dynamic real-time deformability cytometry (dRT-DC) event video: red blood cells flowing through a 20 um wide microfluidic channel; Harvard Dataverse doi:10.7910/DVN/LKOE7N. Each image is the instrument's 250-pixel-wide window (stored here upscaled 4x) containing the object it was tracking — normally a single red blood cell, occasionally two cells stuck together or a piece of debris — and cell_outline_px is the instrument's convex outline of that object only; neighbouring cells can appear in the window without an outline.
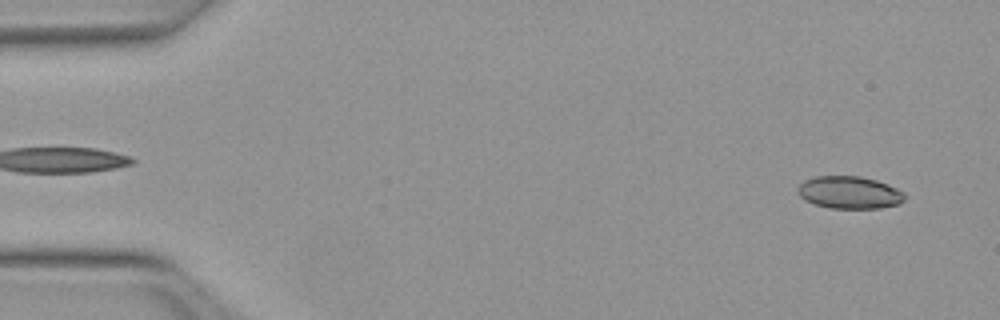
{"species": "Egyptian fruit bat (a non-hibernating species)", "species_latin": "Rousettus aegyptiacus", "temperature_condition": "warm", "stored_images_in_passage": 52, "camera_frame_rate_fps": 3000, "um_per_image_px": 0.085, "animal": {"sex": "female"}, "frame": {"image": 1, "passage_image": 4, "time_ms": 1.0, "image_size_px": [1000, 320], "cell_outline_px": [[908, 196], [900, 204], [880, 208], [828, 208], [804, 200], [796, 192], [796, 188], [804, 180], [816, 176], [860, 176], [876, 180], [888, 184], [904, 192]], "centroid_in_image_um": [72.21, 16.36], "position_along_channel_um": 12.8, "area_um2": 20.46}}
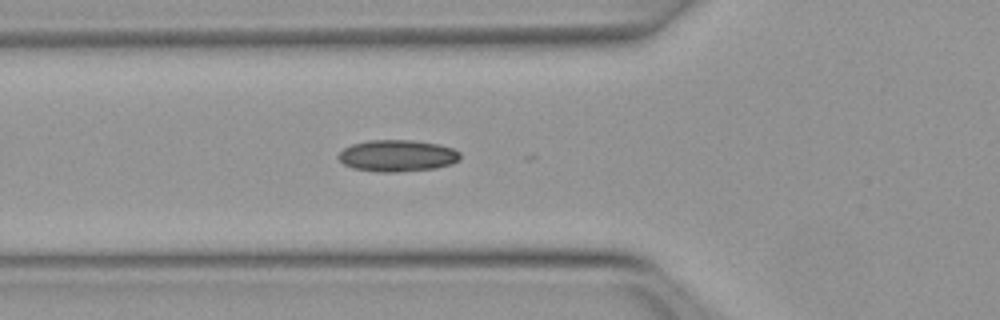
{"frame": {"image": 2, "passage_image": 19, "time_ms": 6.0, "image_size_px": [1000, 320], "cell_outline_px": [[460, 160], [452, 164], [436, 168], [396, 172], [380, 172], [352, 168], [344, 164], [336, 156], [344, 148], [352, 144], [368, 140], [412, 140], [440, 144], [452, 148], [460, 152]], "centroid_in_image_um": [33.78, 13.23], "position_along_channel_um": 92.0, "area_um2": 22.6}}
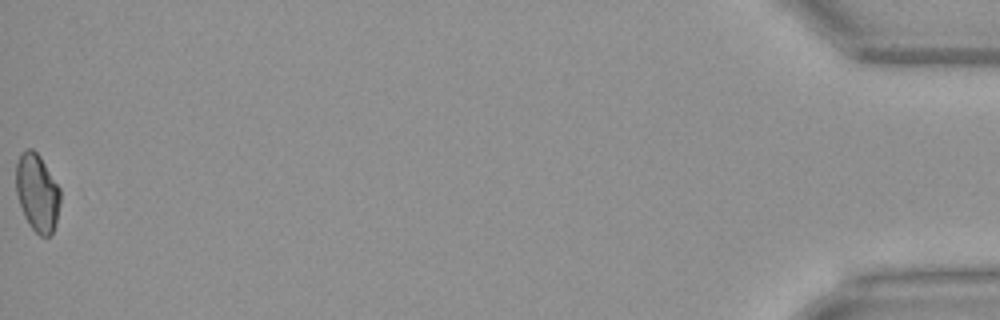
{"frame": {"image": 3, "passage_image": 52, "time_ms": 17.0, "image_size_px": [1000, 320], "cell_outline_px": [[60, 204], [56, 224], [52, 232], [48, 236], [40, 236], [28, 224], [24, 216], [16, 192], [16, 164], [20, 152], [24, 148], [32, 148], [40, 156], [60, 188]], "centroid_in_image_um": [3.16, 16.35], "position_along_channel_um": 432.0, "area_um2": 20.17}}